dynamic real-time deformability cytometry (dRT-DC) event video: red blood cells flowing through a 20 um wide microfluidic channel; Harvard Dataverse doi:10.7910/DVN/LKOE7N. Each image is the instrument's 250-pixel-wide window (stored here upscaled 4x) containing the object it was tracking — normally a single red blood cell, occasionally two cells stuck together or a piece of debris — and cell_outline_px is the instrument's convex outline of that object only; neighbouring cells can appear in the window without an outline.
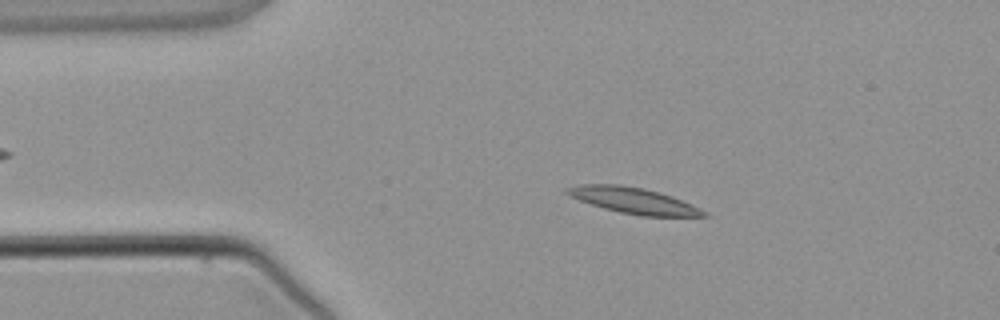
{"species": "common noctule bat (a hibernating species)", "species_latin": "Nyctalus noctula", "temperature_condition": "warm", "stored_images_in_passage": 2, "camera_frame_rate_fps": 3000, "um_per_image_px": 0.085, "animal": {"sex": "male", "body_mass_g": 21.5, "forearm_length_mm": 52.0}, "frame": {"image": 1, "passage_image": 1, "time_ms": 0.0, "image_size_px": [1000, 320], "cell_outline_px": [[708, 216], [640, 216], [620, 212], [604, 208], [580, 200], [564, 192], [564, 188], [580, 184], [620, 184], [644, 188], [672, 196], [692, 204], [708, 212]], "centroid_in_image_um": [53.86, 17.04], "position_along_channel_um": 31.1, "area_um2": 20.63}}